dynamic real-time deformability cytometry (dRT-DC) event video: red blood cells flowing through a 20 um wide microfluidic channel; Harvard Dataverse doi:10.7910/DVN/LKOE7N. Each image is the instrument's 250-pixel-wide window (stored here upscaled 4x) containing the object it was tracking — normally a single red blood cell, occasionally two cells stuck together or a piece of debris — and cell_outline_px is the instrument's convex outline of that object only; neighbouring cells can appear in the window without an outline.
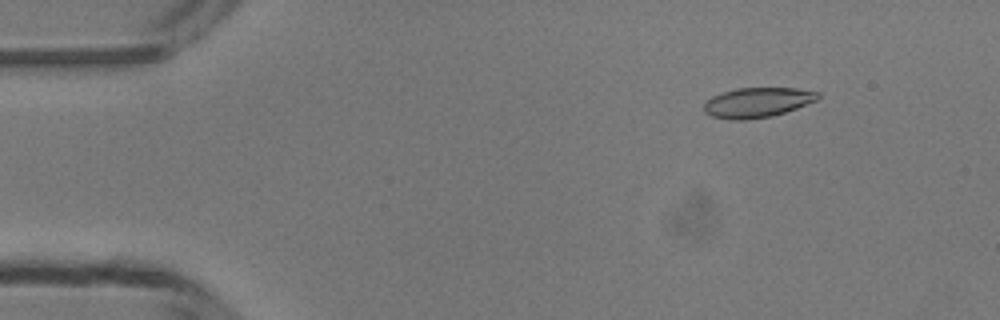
{"species": "common noctule bat (a hibernating species)", "species_latin": "Nyctalus noctula", "temperature_condition": "room temperature", "stored_images_in_passage": 29, "camera_frame_rate_fps": 3000, "um_per_image_px": 0.085, "animal": {"sex": "male", "body_mass_g": 13.3}, "frame": {"image": 1, "passage_image": 6, "time_ms": 1.667, "image_size_px": [1000, 320], "cell_outline_px": [[820, 96], [816, 100], [796, 108], [772, 116], [744, 120], [728, 120], [712, 116], [704, 112], [704, 104], [712, 96], [736, 88], [796, 88], [820, 92]], "centroid_in_image_um": [64.37, 8.71], "position_along_channel_um": 20.6, "area_um2": 19.77}}
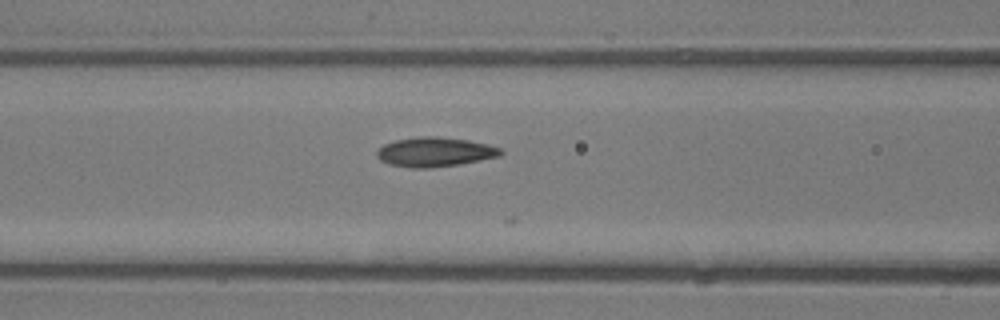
{"frame": {"image": 2, "passage_image": 20, "time_ms": 6.333, "image_size_px": [1000, 320], "cell_outline_px": [[504, 152], [500, 156], [460, 164], [428, 168], [412, 168], [392, 164], [380, 160], [376, 156], [376, 152], [384, 144], [396, 140], [416, 136], [436, 136], [468, 140], [488, 144], [500, 148]], "centroid_in_image_um": [36.97, 12.91], "position_along_channel_um": 129.6, "area_um2": 21.21}}
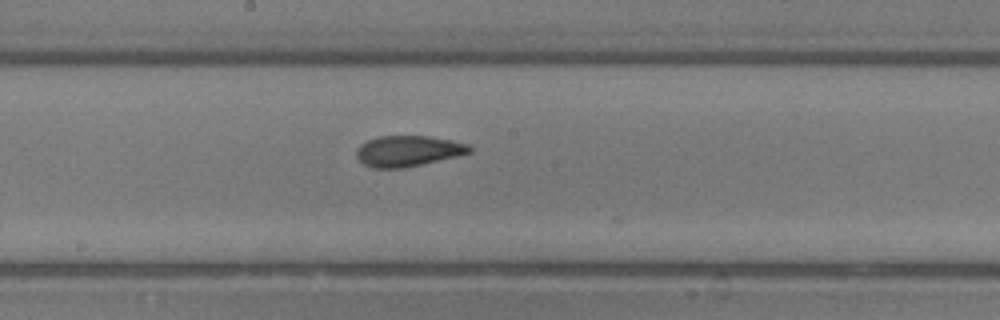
{"frame": {"image": 3, "passage_image": 26, "time_ms": 8.333, "image_size_px": [1000, 320], "cell_outline_px": [[472, 152], [456, 156], [404, 168], [372, 168], [364, 164], [356, 156], [356, 152], [360, 144], [376, 136], [428, 136], [452, 140], [468, 144], [472, 148]], "centroid_in_image_um": [34.67, 12.83], "position_along_channel_um": 213.5, "area_um2": 20.23}}